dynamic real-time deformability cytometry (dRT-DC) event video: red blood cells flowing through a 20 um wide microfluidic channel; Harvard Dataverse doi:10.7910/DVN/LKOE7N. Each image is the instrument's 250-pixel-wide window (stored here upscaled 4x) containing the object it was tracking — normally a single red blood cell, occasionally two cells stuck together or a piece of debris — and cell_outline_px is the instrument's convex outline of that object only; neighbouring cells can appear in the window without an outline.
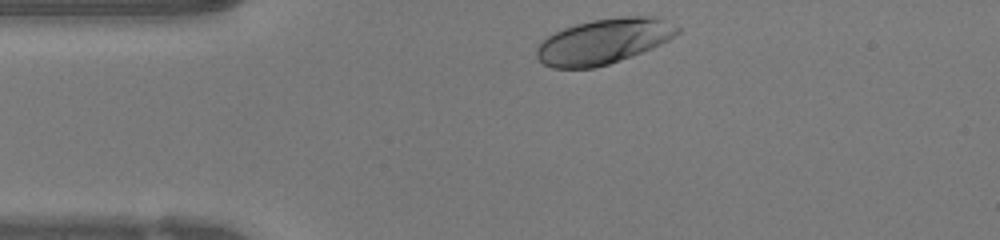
{"species": "human", "species_latin": "Homo sapiens", "temperature_condition": "warm", "stored_images_in_passage": 30, "camera_frame_rate_fps": 3000, "um_per_image_px": 0.085, "donor": {"sex": "female"}, "frame": {"image": 1, "passage_image": 1, "time_ms": 0.0, "image_size_px": [1000, 240], "cell_outline_px": [[680, 32], [668, 40], [652, 48], [632, 56], [608, 64], [592, 68], [552, 68], [544, 64], [536, 56], [536, 48], [548, 36], [564, 28], [576, 24], [592, 20], [620, 16], [656, 16], [680, 28]], "centroid_in_image_um": [51.32, 3.51], "position_along_channel_um": 33.7, "area_um2": 36.93}}
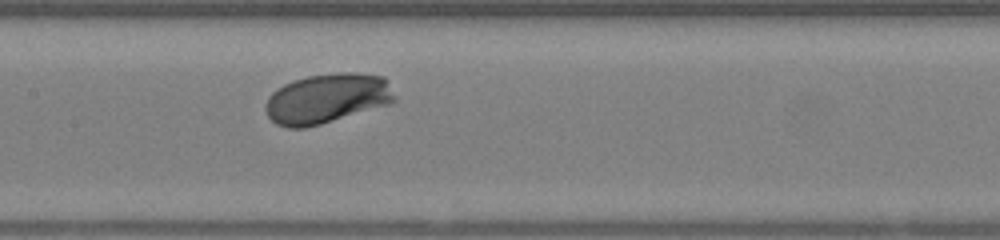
{"frame": {"image": 2, "passage_image": 14, "time_ms": 4.333, "image_size_px": [1000, 240], "cell_outline_px": [[396, 100], [392, 104], [320, 124], [304, 128], [288, 128], [276, 124], [268, 116], [264, 108], [264, 104], [268, 96], [276, 88], [292, 80], [308, 76], [336, 72], [356, 72], [384, 76], [388, 80], [396, 96]], "centroid_in_image_um": [27.81, 8.36], "position_along_channel_um": 179.6, "area_um2": 38.09}}
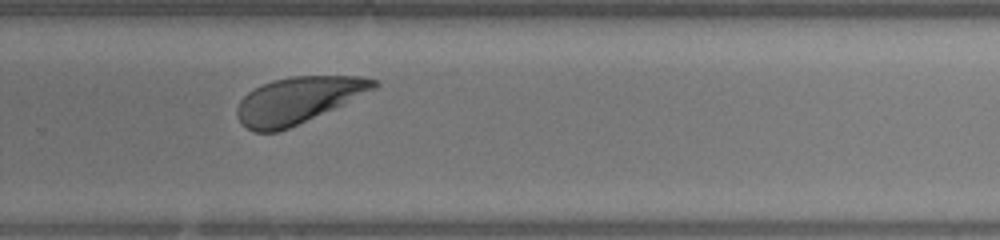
{"frame": {"image": 3, "passage_image": 23, "time_ms": 7.333, "image_size_px": [1000, 240], "cell_outline_px": [[380, 84], [376, 88], [344, 104], [280, 132], [252, 132], [236, 116], [236, 108], [240, 100], [248, 92], [272, 80], [292, 76], [364, 76], [380, 80]], "centroid_in_image_um": [25.36, 8.51], "position_along_channel_um": 304.4, "area_um2": 36.99}, "authors_computed_cell_mechanics": {"area_um2": 36.703, "velocity_mm_per_s": 4.1789, "shape_relaxation_time_tau1_ms": 1.7061, "shape_relaxation_time_tau2_ms": null, "deformation_change_tau1": 0.1454, "deformation_change_tau2": null}}